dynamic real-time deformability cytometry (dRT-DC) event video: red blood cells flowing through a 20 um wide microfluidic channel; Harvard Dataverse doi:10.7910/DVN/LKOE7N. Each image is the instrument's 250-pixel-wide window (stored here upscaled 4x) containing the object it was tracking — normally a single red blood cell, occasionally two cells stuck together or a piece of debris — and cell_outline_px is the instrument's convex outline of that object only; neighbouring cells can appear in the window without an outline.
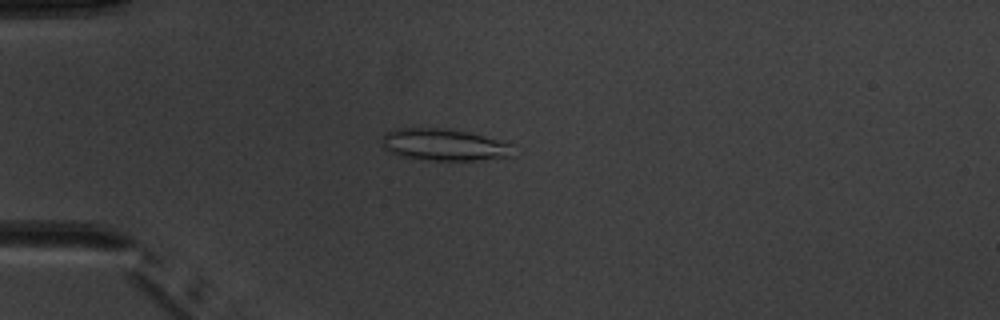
{"species": "common noctule bat (a hibernating species)", "species_latin": "Nyctalus noctula", "temperature_condition": "warm", "stored_images_in_passage": 3, "camera_frame_rate_fps": 3000, "um_per_image_px": 0.085, "animal": {"sex": "male", "body_mass_g": 20.1, "forearm_length_mm": 53.5}, "frame": {"image": 1, "passage_image": 3, "time_ms": 3.0, "image_size_px": [1000, 320], "cell_outline_px": [[516, 156], [476, 160], [428, 160], [400, 156], [384, 148], [380, 140], [388, 132], [396, 128], [448, 128], [508, 140], [516, 144]], "centroid_in_image_um": [37.9, 12.3], "position_along_channel_um": 47.1, "area_um2": 25.09}}